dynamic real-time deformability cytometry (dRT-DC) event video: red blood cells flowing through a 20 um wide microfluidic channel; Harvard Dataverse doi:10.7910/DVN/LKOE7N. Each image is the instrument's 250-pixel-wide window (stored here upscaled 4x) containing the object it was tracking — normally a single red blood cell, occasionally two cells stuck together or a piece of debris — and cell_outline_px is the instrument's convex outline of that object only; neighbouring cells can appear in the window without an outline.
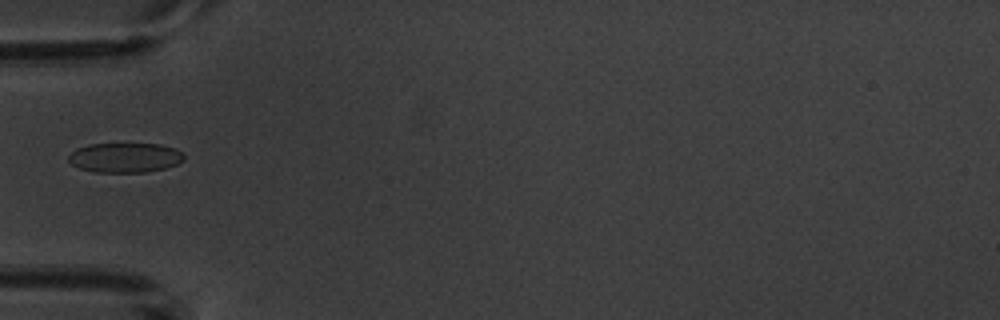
{"species": "common noctule bat (a hibernating species)", "species_latin": "Nyctalus noctula", "temperature_condition": "warm", "stored_images_in_passage": 1, "camera_frame_rate_fps": 3000, "um_per_image_px": 0.085, "animal": {"sex": "male", "body_mass_g": 20.1, "forearm_length_mm": 53.5}, "frame": {"image": 1, "passage_image": 1, "time_ms": 0.0, "image_size_px": [1000, 320], "cell_outline_px": [[184, 160], [176, 164], [164, 168], [144, 172], [96, 172], [80, 168], [72, 164], [68, 160], [68, 156], [76, 148], [88, 144], [160, 144], [176, 148], [184, 156]], "centroid_in_image_um": [10.61, 13.39], "position_along_channel_um": 74.4, "area_um2": 19.88}}